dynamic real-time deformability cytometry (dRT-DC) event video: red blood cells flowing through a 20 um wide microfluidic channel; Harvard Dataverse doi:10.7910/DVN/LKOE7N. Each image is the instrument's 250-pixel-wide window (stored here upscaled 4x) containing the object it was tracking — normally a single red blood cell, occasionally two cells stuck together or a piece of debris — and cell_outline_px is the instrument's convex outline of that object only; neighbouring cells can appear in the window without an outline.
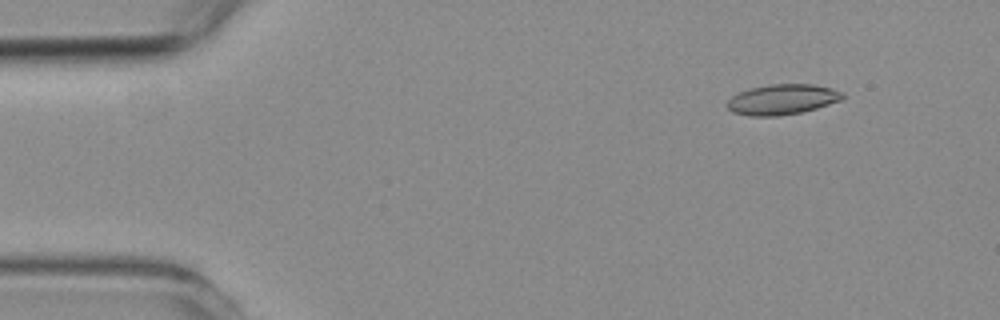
{"species": "common noctule bat (a hibernating species)", "species_latin": "Nyctalus noctula", "temperature_condition": "room temperature", "stored_images_in_passage": 49, "camera_frame_rate_fps": 3000, "um_per_image_px": 0.085, "animal": {"sex": "female", "body_mass_g": 19.3, "forearm_length_mm": 54.1}, "frame": {"image": 1, "passage_image": 1, "time_ms": 0.0, "image_size_px": [1000, 320], "cell_outline_px": [[844, 96], [840, 100], [816, 108], [800, 112], [780, 116], [748, 116], [732, 112], [724, 104], [732, 96], [748, 88], [768, 84], [812, 84], [832, 88], [844, 92]], "centroid_in_image_um": [66.45, 8.45], "position_along_channel_um": 18.5, "area_um2": 20.52}}
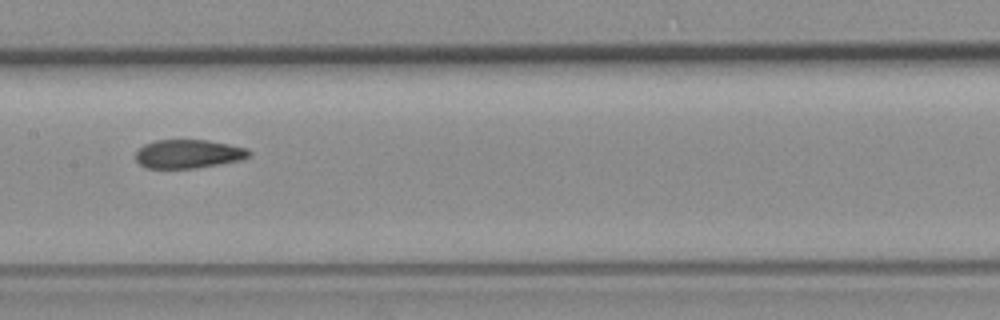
{"frame": {"image": 2, "passage_image": 22, "time_ms": 7.0, "image_size_px": [1000, 320], "cell_outline_px": [[252, 156], [240, 160], [196, 168], [148, 168], [140, 164], [136, 160], [136, 152], [144, 144], [156, 140], [208, 140], [248, 148], [252, 152]], "centroid_in_image_um": [16.04, 13.08], "position_along_channel_um": 191.4, "area_um2": 18.96}}
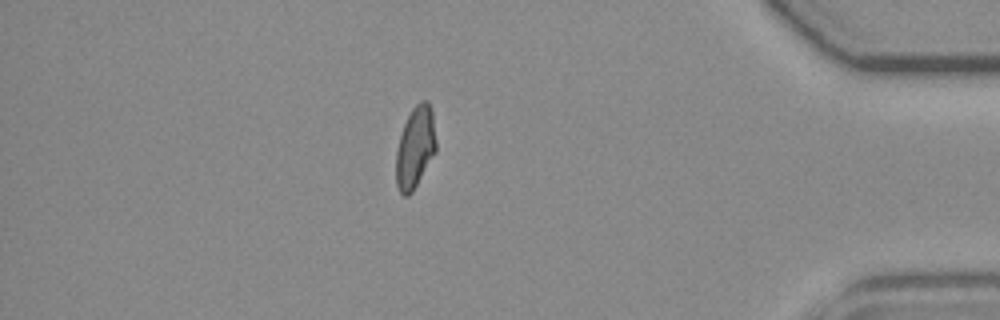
{"frame": {"image": 3, "passage_image": 42, "time_ms": 13.667, "image_size_px": [1000, 320], "cell_outline_px": [[436, 152], [412, 192], [408, 196], [404, 196], [400, 192], [396, 184], [396, 152], [400, 136], [404, 124], [412, 108], [420, 100], [428, 100], [432, 108], [436, 140]], "centroid_in_image_um": [35.3, 12.51], "position_along_channel_um": 399.9, "area_um2": 19.13}, "authors_computed_cell_mechanics": {"area_um2": 19.7676, "velocity_mm_per_s": 3.7806, "shape_relaxation_time_tau1_ms": 10.4143, "shape_relaxation_time_tau2_ms": 1.9563, "deformation_change_tau1": 0.2483, "deformation_change_tau2": 0.0778}}